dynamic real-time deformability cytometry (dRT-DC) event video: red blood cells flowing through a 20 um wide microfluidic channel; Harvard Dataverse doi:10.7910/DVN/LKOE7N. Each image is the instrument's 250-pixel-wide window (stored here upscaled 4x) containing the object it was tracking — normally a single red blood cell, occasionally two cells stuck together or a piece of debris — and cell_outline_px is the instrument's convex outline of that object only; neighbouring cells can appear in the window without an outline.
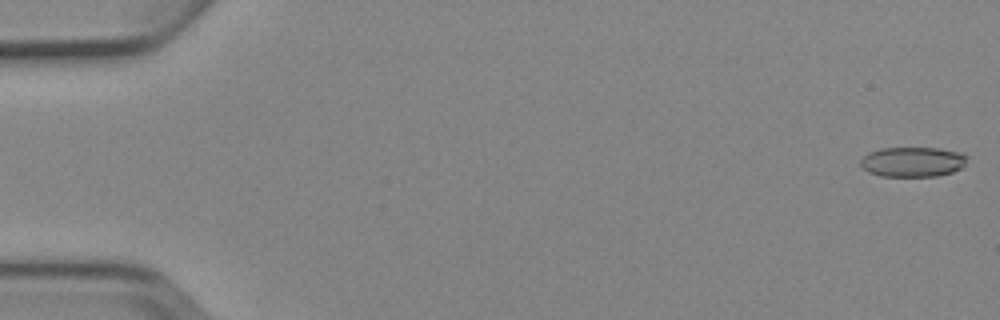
{"species": "Egyptian fruit bat (a non-hibernating species)", "species_latin": "Rousettus aegyptiacus", "temperature_condition": "cold", "stored_images_in_passage": 6, "camera_frame_rate_fps": 3000, "um_per_image_px": 0.085, "animal": {"sex": "female"}, "frame": {"image": 1, "passage_image": 1, "time_ms": 0.0, "image_size_px": [1000, 320], "cell_outline_px": [[968, 156], [964, 164], [960, 168], [952, 172], [936, 176], [880, 176], [868, 172], [860, 164], [860, 160], [868, 152], [880, 148], [936, 148], [960, 152]], "centroid_in_image_um": [77.55, 13.75], "position_along_channel_um": 7.4, "area_um2": 18.55}}
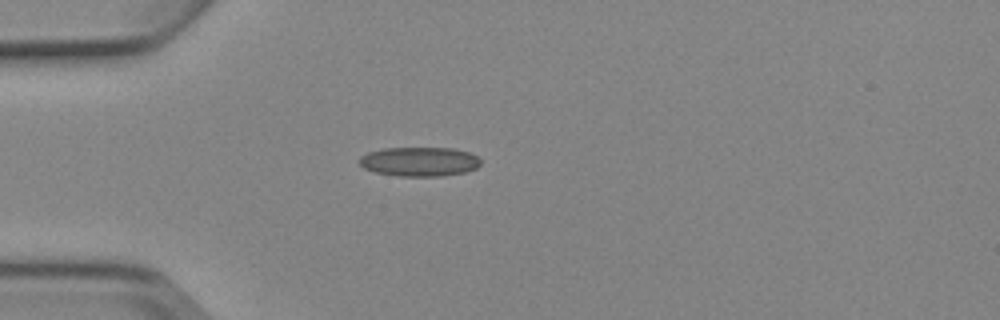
{"frame": {"image": 2, "passage_image": 5, "time_ms": 4.667, "image_size_px": [1000, 320], "cell_outline_px": [[480, 164], [476, 168], [464, 172], [440, 176], [400, 176], [376, 172], [364, 168], [360, 164], [360, 156], [368, 152], [384, 148], [452, 148], [468, 152], [476, 156], [480, 160]], "centroid_in_image_um": [35.64, 13.73], "position_along_channel_um": 49.4, "area_um2": 20.52}}